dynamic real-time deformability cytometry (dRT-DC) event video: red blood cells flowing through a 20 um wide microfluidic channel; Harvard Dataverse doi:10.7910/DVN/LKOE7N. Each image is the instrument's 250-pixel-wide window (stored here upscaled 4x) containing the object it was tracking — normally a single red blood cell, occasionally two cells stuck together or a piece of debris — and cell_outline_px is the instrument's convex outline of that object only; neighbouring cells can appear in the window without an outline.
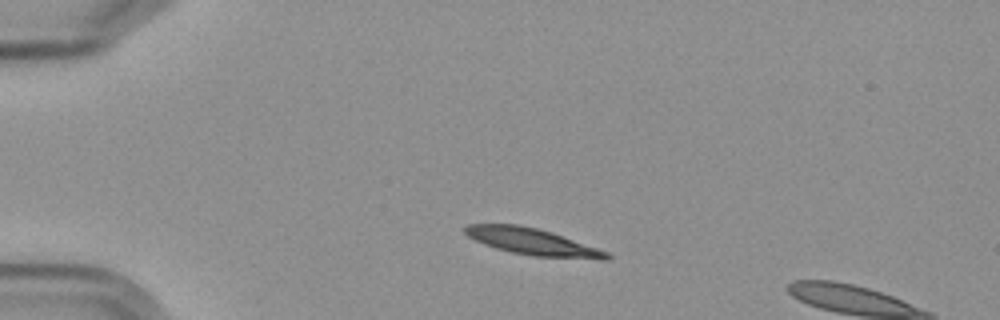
{"species": "Egyptian fruit bat (a non-hibernating species)", "species_latin": "Rousettus aegyptiacus", "temperature_condition": "cold", "stored_images_in_passage": 2, "camera_frame_rate_fps": 3000, "um_per_image_px": 0.085, "frame": {"image": 1, "passage_image": 1, "time_ms": 0.0, "image_size_px": [1000, 320], "cell_outline_px": [[612, 260], [600, 260], [532, 256], [512, 252], [496, 248], [484, 244], [468, 236], [464, 232], [464, 228], [468, 224], [516, 224], [536, 228], [552, 232], [608, 252], [612, 256]], "centroid_in_image_um": [45.31, 20.56], "position_along_channel_um": 39.7, "area_um2": 22.02}}